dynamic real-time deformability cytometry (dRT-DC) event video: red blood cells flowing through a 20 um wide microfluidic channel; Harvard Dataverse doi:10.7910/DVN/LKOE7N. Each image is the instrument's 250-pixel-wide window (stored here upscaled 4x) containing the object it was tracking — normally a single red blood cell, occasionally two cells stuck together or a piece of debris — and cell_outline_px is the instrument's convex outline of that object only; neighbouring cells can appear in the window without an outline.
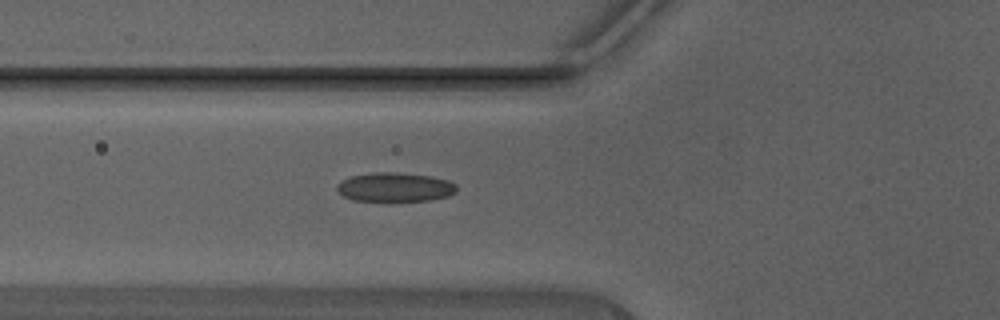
{"species": "Egyptian fruit bat (a non-hibernating species)", "species_latin": "Rousettus aegyptiacus", "temperature_condition": "warm", "stored_images_in_passage": 31, "camera_frame_rate_fps": 3000, "um_per_image_px": 0.085, "animal": {"sex": "male"}, "frame": {"image": 1, "passage_image": 2, "time_ms": 0.333, "image_size_px": [1000, 320], "cell_outline_px": [[456, 192], [448, 196], [428, 200], [392, 204], [388, 204], [352, 200], [344, 196], [336, 188], [336, 184], [340, 180], [348, 176], [372, 172], [396, 172], [432, 176], [448, 180], [456, 184]], "centroid_in_image_um": [33.52, 15.95], "position_along_channel_um": 92.3, "area_um2": 21.44}}
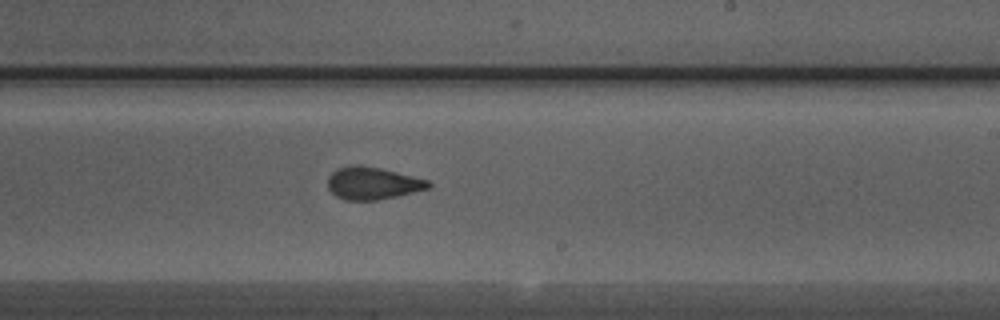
{"frame": {"image": 2, "passage_image": 13, "time_ms": 4.0, "image_size_px": [1000, 320], "cell_outline_px": [[432, 184], [428, 188], [396, 196], [376, 200], [344, 200], [336, 196], [328, 188], [328, 176], [336, 168], [348, 164], [360, 164], [380, 168], [428, 180]], "centroid_in_image_um": [31.61, 15.55], "position_along_channel_um": 257.4, "area_um2": 19.02}}
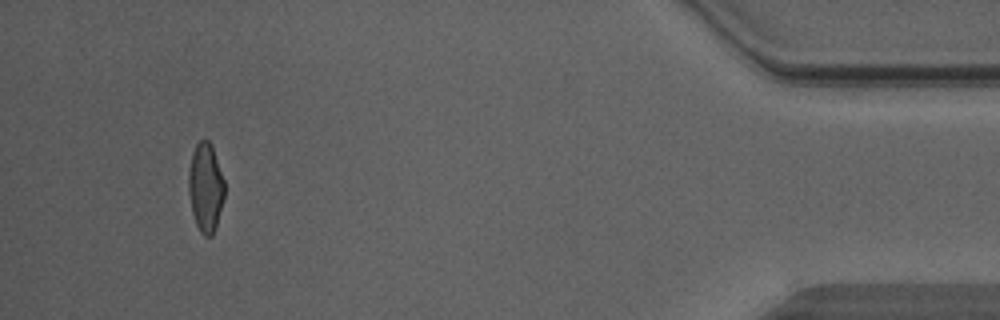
{"frame": {"image": 3, "passage_image": 28, "time_ms": 9.0, "image_size_px": [1000, 320], "cell_outline_px": [[224, 196], [216, 228], [212, 236], [204, 236], [200, 232], [196, 224], [192, 212], [188, 192], [188, 172], [192, 152], [196, 144], [200, 140], [208, 140], [212, 144], [224, 180]], "centroid_in_image_um": [17.47, 15.93], "position_along_channel_um": 417.7, "area_um2": 18.79}}